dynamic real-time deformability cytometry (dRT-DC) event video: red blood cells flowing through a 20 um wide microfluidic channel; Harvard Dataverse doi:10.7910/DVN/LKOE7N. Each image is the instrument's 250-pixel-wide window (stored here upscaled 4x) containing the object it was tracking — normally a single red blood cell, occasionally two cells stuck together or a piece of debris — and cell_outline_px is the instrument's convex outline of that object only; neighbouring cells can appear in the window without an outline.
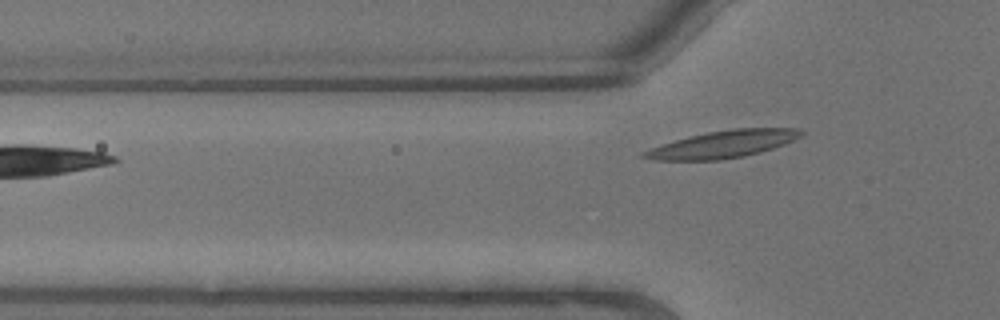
{"species": "common noctule bat (a hibernating species)", "species_latin": "Nyctalus noctula", "temperature_condition": "warm", "stored_images_in_passage": 5, "camera_frame_rate_fps": 3000, "um_per_image_px": 0.085, "animal": {"sex": "male", "body_mass_g": 13.3}, "frame": {"image": 1, "passage_image": 5, "time_ms": 1.333, "image_size_px": [1000, 320], "cell_outline_px": [[804, 132], [800, 136], [784, 144], [760, 152], [744, 156], [720, 160], [652, 160], [640, 156], [640, 152], [676, 140], [708, 132], [732, 128], [796, 128]], "centroid_in_image_um": [61.44, 12.26], "position_along_channel_um": 64.4, "area_um2": 24.57}}